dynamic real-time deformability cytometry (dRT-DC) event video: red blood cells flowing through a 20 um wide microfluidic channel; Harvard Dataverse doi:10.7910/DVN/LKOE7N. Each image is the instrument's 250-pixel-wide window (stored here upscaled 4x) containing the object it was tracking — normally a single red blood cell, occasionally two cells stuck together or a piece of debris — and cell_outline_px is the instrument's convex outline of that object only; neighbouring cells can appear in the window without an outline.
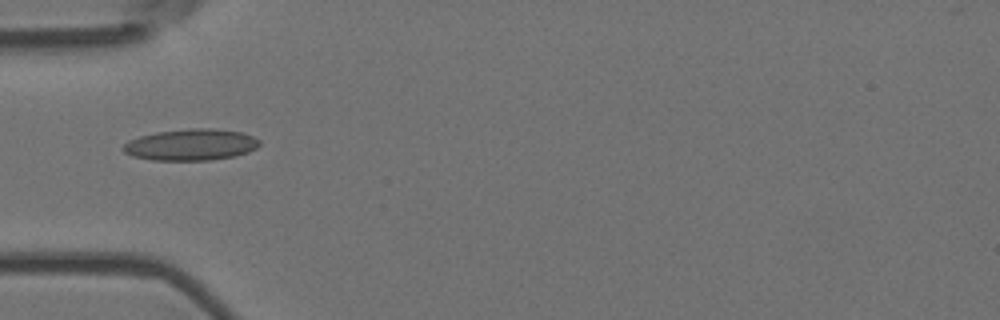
{"species": "Egyptian fruit bat (a non-hibernating species)", "species_latin": "Rousettus aegyptiacus", "temperature_condition": "room temperature", "stored_images_in_passage": 1, "camera_frame_rate_fps": 3000, "um_per_image_px": 0.085, "animal": {"sex": "female"}, "frame": {"image": 1, "passage_image": 1, "time_ms": 0.0, "image_size_px": [1000, 320], "cell_outline_px": [[260, 144], [256, 148], [248, 152], [232, 156], [208, 160], [152, 160], [132, 156], [124, 152], [120, 148], [128, 140], [140, 136], [156, 132], [188, 128], [212, 128], [244, 132], [260, 140]], "centroid_in_image_um": [16.21, 12.29], "position_along_channel_um": 68.8, "area_um2": 25.09}}